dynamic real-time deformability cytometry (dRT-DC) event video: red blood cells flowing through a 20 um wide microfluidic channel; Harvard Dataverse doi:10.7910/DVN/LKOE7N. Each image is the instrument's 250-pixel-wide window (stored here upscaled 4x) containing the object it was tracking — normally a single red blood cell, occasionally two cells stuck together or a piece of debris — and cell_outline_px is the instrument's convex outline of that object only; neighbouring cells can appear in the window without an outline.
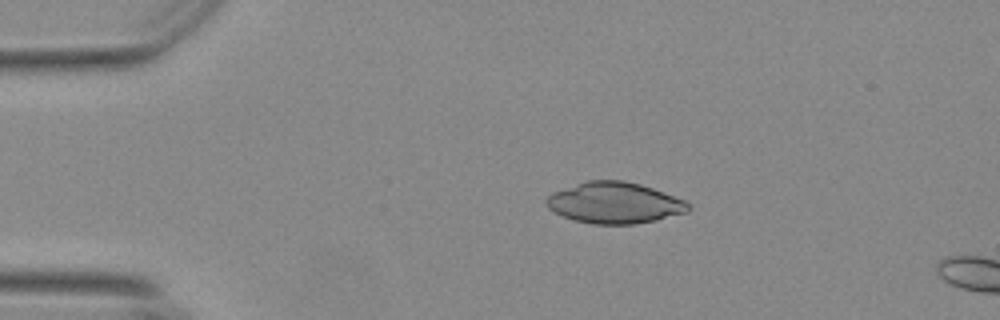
{"species": "Egyptian fruit bat (a non-hibernating species)", "species_latin": "Rousettus aegyptiacus", "temperature_condition": "warm", "stored_images_in_passage": 14, "camera_frame_rate_fps": 3000, "um_per_image_px": 0.085, "animal": {"sex": "female"}, "frame": {"image": 1, "passage_image": 10, "time_ms": 3.0, "image_size_px": [1000, 320], "cell_outline_px": [[692, 208], [688, 212], [656, 220], [636, 224], [592, 224], [576, 220], [564, 216], [548, 208], [544, 204], [544, 200], [552, 192], [588, 180], [624, 180], [640, 184], [652, 188], [684, 200]], "centroid_in_image_um": [52.23, 17.24], "position_along_channel_um": 32.8, "area_um2": 33.99}}